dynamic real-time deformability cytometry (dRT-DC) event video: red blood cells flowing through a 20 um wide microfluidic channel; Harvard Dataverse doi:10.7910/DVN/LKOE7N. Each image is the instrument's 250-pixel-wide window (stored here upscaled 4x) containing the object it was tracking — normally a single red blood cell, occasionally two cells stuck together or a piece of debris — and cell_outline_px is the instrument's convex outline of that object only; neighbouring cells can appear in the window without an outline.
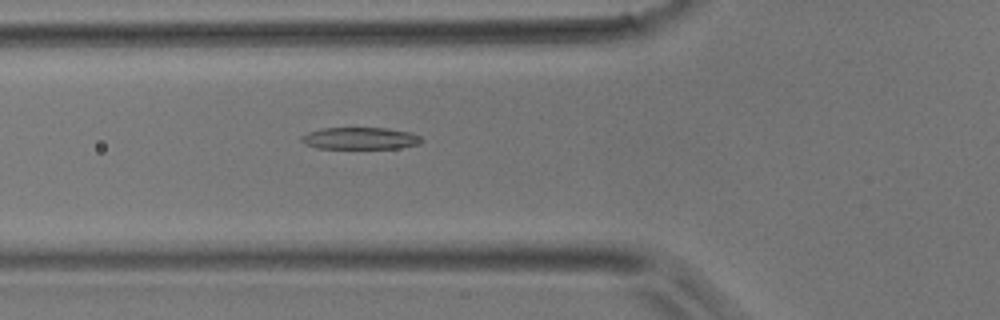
{"species": "common noctule bat (a hibernating species)", "species_latin": "Nyctalus noctula", "temperature_condition": "room temperature", "stored_images_in_passage": 36, "camera_frame_rate_fps": 3000, "um_per_image_px": 0.085, "animal": {"sex": "male", "body_mass_g": 17.9}, "frame": {"image": 1, "passage_image": 6, "time_ms": 1.667, "image_size_px": [1000, 320], "cell_outline_px": [[424, 140], [420, 144], [400, 148], [316, 148], [304, 144], [300, 140], [300, 136], [308, 132], [320, 128], [388, 128], [408, 132], [420, 136]], "centroid_in_image_um": [30.59, 11.76], "position_along_channel_um": 95.2, "area_um2": 15.49}}
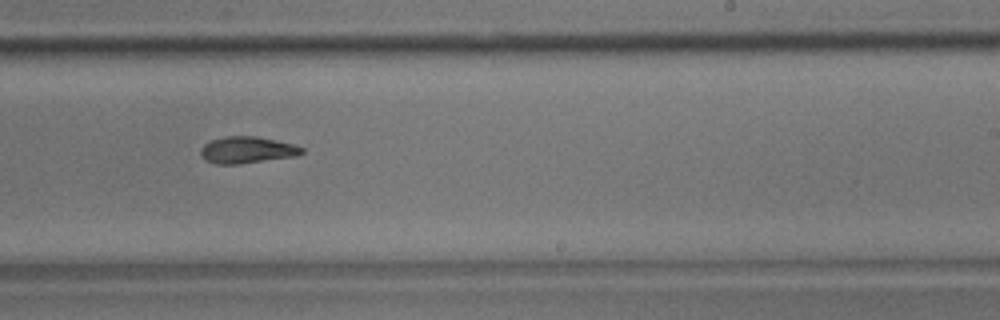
{"frame": {"image": 2, "passage_image": 18, "time_ms": 5.667, "image_size_px": [1000, 320], "cell_outline_px": [[304, 152], [296, 156], [240, 164], [216, 164], [204, 160], [200, 152], [200, 148], [204, 144], [212, 140], [224, 136], [256, 136], [292, 144], [304, 148]], "centroid_in_image_um": [20.97, 12.75], "position_along_channel_um": 268.0, "area_um2": 15.72}}
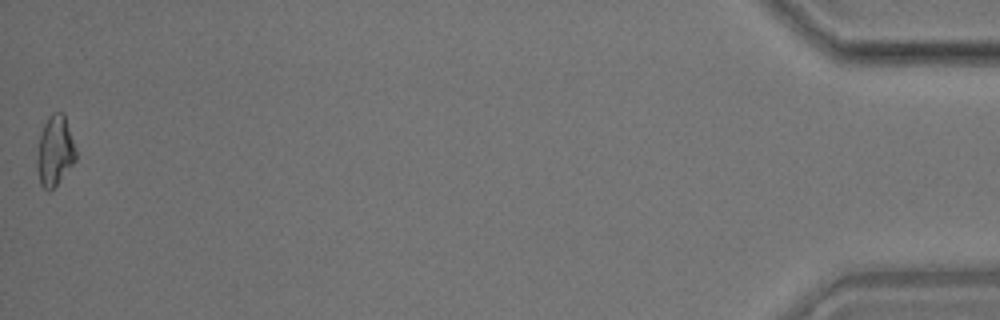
{"frame": {"image": 3, "passage_image": 36, "time_ms": 11.667, "image_size_px": [1000, 320], "cell_outline_px": [[76, 160], [56, 184], [48, 192], [40, 184], [36, 168], [36, 160], [40, 132], [48, 116], [52, 112], [64, 112], [76, 148]], "centroid_in_image_um": [4.65, 12.79], "position_along_channel_um": 430.5, "area_um2": 16.01}}